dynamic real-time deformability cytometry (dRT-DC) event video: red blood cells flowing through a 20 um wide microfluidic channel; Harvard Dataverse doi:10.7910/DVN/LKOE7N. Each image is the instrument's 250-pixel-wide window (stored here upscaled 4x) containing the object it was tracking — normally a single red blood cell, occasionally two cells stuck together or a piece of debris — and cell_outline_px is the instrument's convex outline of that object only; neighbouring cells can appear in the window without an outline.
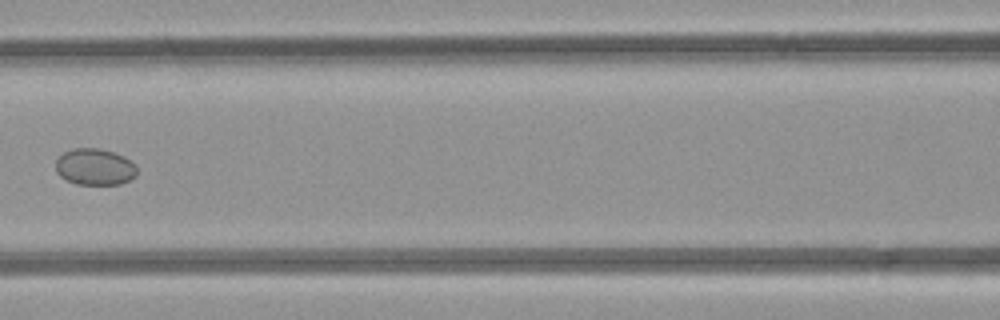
{"species": "common noctule bat (a hibernating species)", "species_latin": "Nyctalus noctula", "temperature_condition": "room temperature", "stored_images_in_passage": 6, "camera_frame_rate_fps": 3000, "um_per_image_px": 0.085, "animal": {"sex": "female", "body_mass_g": 21.9}, "frame": {"image": 1, "passage_image": 5, "time_ms": 4.667, "image_size_px": [1000, 320], "cell_outline_px": [[136, 176], [120, 184], [76, 184], [60, 176], [56, 172], [56, 160], [64, 152], [72, 148], [100, 148], [124, 156], [136, 164]], "centroid_in_image_um": [8.06, 14.18], "position_along_channel_um": 158.5, "area_um2": 17.28}}
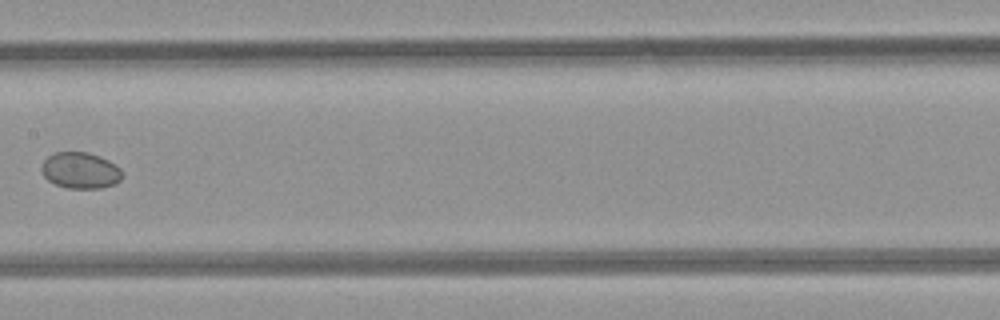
{"frame": {"image": 2, "passage_image": 6, "time_ms": 5.667, "image_size_px": [1000, 320], "cell_outline_px": [[120, 180], [116, 184], [100, 188], [68, 188], [56, 184], [48, 180], [44, 176], [40, 168], [44, 160], [48, 156], [56, 152], [88, 152], [100, 156], [108, 160], [120, 168]], "centroid_in_image_um": [6.81, 14.48], "position_along_channel_um": 200.6, "area_um2": 16.94}}